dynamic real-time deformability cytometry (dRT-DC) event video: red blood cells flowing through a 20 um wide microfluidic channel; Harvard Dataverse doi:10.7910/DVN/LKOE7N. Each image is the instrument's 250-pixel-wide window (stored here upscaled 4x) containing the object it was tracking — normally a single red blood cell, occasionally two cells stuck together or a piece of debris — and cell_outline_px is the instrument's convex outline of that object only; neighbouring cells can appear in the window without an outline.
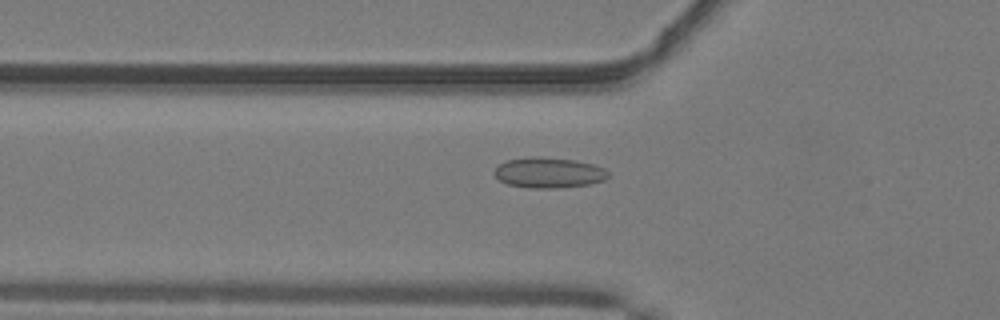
{"species": "common noctule bat (a hibernating species)", "species_latin": "Nyctalus noctula", "temperature_condition": "warm", "stored_images_in_passage": 53, "camera_frame_rate_fps": 3000, "um_per_image_px": 0.085, "animal": {"sex": "male", "body_mass_g": 19.2, "forearm_length_mm": 51.8}, "frame": {"image": 1, "passage_image": 19, "time_ms": 6.0, "image_size_px": [1000, 320], "cell_outline_px": [[608, 176], [604, 180], [588, 184], [560, 188], [528, 188], [508, 184], [500, 180], [492, 172], [500, 164], [508, 160], [536, 156], [540, 156], [572, 160], [592, 164], [604, 168], [608, 172]], "centroid_in_image_um": [46.63, 14.68], "position_along_channel_um": 79.2, "area_um2": 20.06}}
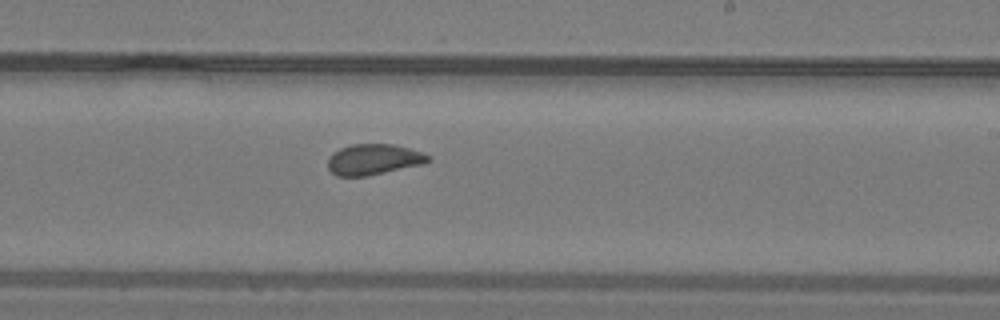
{"frame": {"image": 2, "passage_image": 32, "time_ms": 10.333, "image_size_px": [1000, 320], "cell_outline_px": [[432, 160], [424, 164], [364, 176], [336, 176], [328, 168], [328, 156], [332, 152], [340, 148], [352, 144], [392, 144], [408, 148], [432, 156]], "centroid_in_image_um": [31.74, 13.54], "position_along_channel_um": 257.3, "area_um2": 17.98}}
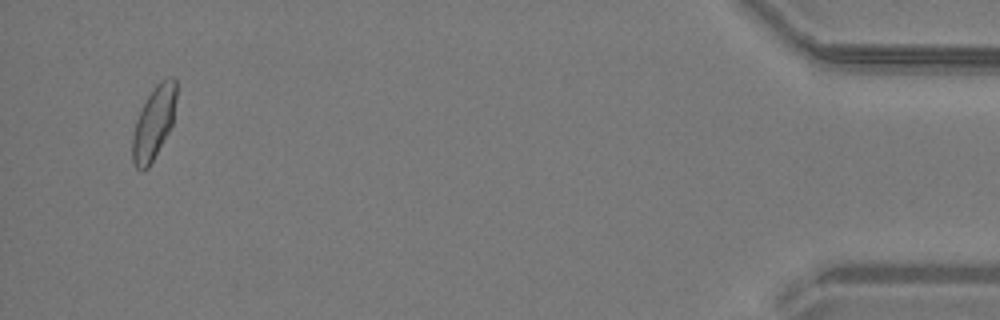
{"frame": {"image": 3, "passage_image": 50, "time_ms": 16.333, "image_size_px": [1000, 320], "cell_outline_px": [[176, 100], [172, 124], [168, 132], [148, 168], [144, 172], [140, 172], [136, 168], [132, 160], [132, 136], [136, 120], [148, 96], [156, 84], [160, 80], [168, 76], [172, 76], [176, 80]], "centroid_in_image_um": [13.06, 10.45], "position_along_channel_um": 422.1, "area_um2": 18.55}}